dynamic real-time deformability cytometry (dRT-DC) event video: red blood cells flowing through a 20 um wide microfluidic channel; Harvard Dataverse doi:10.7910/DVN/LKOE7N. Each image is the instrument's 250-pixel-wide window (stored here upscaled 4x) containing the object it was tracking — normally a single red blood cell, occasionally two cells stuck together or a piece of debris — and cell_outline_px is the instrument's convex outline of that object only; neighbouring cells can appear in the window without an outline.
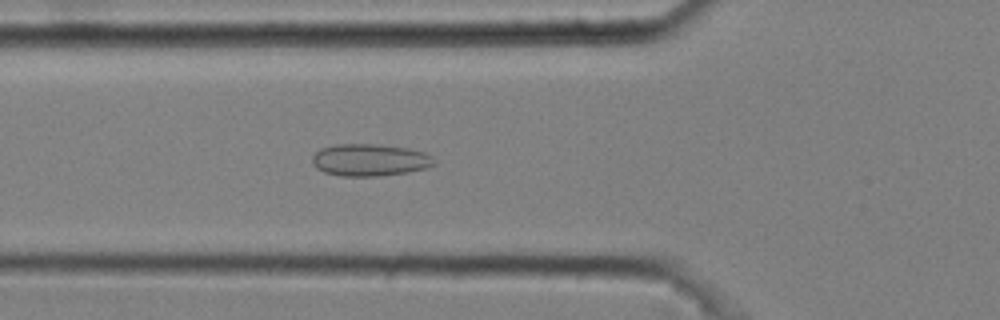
{"species": "common noctule bat (a hibernating species)", "species_latin": "Nyctalus noctula", "temperature_condition": "cold", "stored_images_in_passage": 5, "camera_frame_rate_fps": 3000, "um_per_image_px": 0.085, "animal": {"sex": "male", "body_mass_g": 20.4}, "frame": {"image": 1, "passage_image": 4, "time_ms": 1.0, "image_size_px": [1000, 320], "cell_outline_px": [[436, 164], [424, 168], [408, 172], [380, 176], [340, 176], [324, 172], [316, 168], [312, 164], [312, 156], [320, 148], [336, 144], [376, 144], [408, 148], [424, 152], [432, 156], [436, 160]], "centroid_in_image_um": [31.42, 13.6], "position_along_channel_um": 94.4, "area_um2": 23.0}}